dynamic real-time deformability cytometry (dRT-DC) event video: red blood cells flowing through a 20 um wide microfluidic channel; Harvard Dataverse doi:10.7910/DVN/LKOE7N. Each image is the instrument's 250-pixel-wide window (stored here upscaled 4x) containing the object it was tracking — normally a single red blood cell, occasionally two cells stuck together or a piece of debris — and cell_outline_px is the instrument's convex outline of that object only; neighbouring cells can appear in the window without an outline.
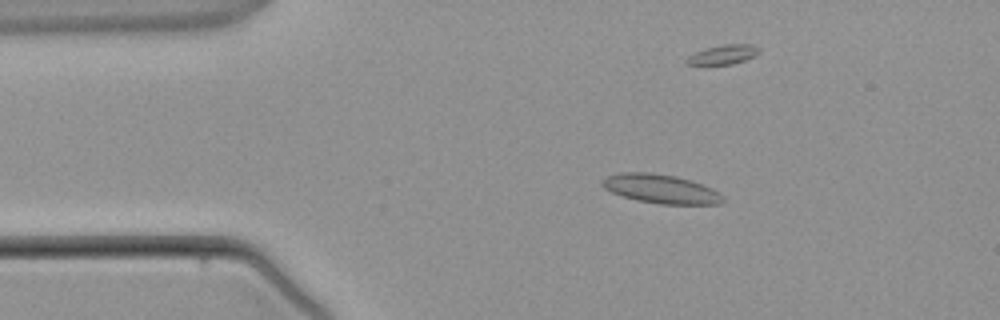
{"species": "common noctule bat (a hibernating species)", "species_latin": "Nyctalus noctula", "temperature_condition": "warm", "stored_images_in_passage": 3, "camera_frame_rate_fps": 3000, "um_per_image_px": 0.085, "animal": {"sex": "male", "body_mass_g": 21.5, "forearm_length_mm": 52.0}, "frame": {"image": 1, "passage_image": 2, "time_ms": 1.333, "image_size_px": [1000, 320], "cell_outline_px": [[724, 200], [720, 204], [660, 204], [636, 200], [612, 192], [604, 188], [600, 184], [600, 180], [608, 176], [620, 172], [652, 172], [676, 176], [692, 180], [712, 188], [720, 192], [724, 196]], "centroid_in_image_um": [56.18, 16.04], "position_along_channel_um": 28.8, "area_um2": 20.58}}